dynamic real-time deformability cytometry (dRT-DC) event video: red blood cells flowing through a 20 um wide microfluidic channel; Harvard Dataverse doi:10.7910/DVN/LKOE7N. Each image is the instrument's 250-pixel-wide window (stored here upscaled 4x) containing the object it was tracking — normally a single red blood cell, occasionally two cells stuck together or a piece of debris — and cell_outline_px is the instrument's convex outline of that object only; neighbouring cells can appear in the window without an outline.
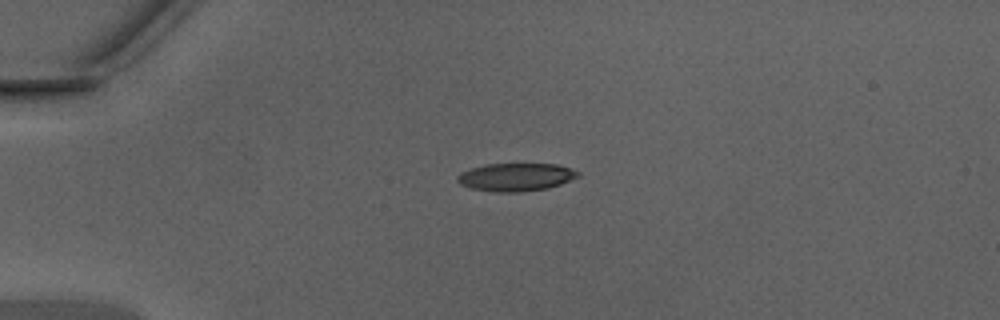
{"species": "Egyptian fruit bat (a non-hibernating species)", "species_latin": "Rousettus aegyptiacus", "temperature_condition": "warm", "stored_images_in_passage": 36, "camera_frame_rate_fps": 3000, "um_per_image_px": 0.085, "animal": {"sex": "male"}, "frame": {"image": 1, "passage_image": 1, "time_ms": 0.0, "image_size_px": [1000, 320], "cell_outline_px": [[580, 176], [560, 184], [548, 188], [520, 192], [496, 192], [472, 188], [460, 184], [456, 180], [456, 176], [460, 172], [484, 164], [556, 164], [572, 168], [580, 172]], "centroid_in_image_um": [43.85, 15.04], "position_along_channel_um": 41.1, "area_um2": 19.71}}
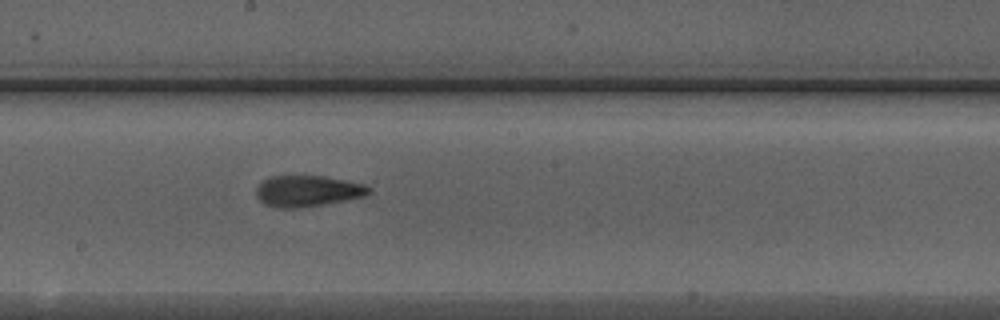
{"frame": {"image": 2, "passage_image": 16, "time_ms": 5.0, "image_size_px": [1000, 320], "cell_outline_px": [[372, 192], [364, 196], [344, 200], [296, 208], [276, 208], [264, 204], [256, 196], [256, 188], [264, 180], [272, 176], [324, 176], [348, 180], [364, 184], [372, 188]], "centroid_in_image_um": [26.15, 16.23], "position_along_channel_um": 222.0, "area_um2": 20.35}}
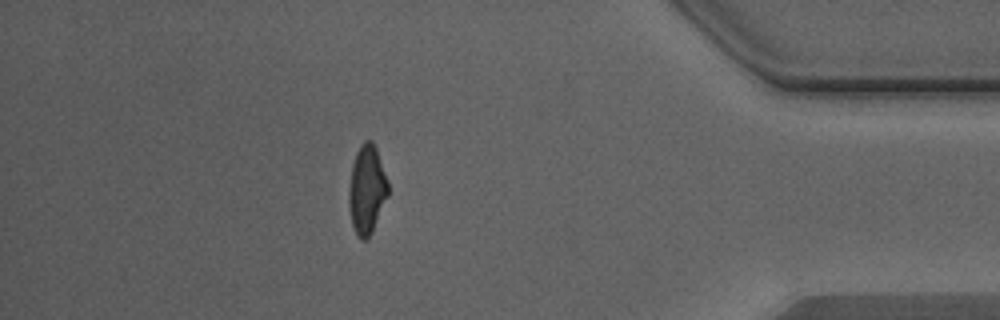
{"frame": {"image": 3, "passage_image": 31, "time_ms": 10.0, "image_size_px": [1000, 320], "cell_outline_px": [[388, 196], [372, 232], [368, 240], [360, 240], [352, 228], [348, 200], [348, 196], [352, 164], [356, 152], [360, 144], [364, 140], [372, 140], [376, 148], [388, 180]], "centroid_in_image_um": [31.18, 16.13], "position_along_channel_um": 404.0, "area_um2": 20.52}, "authors_computed_cell_mechanics": {"area_um2": 20.519, "velocity_mm_per_s": 4.3824, "shape_relaxation_time_tau1_ms": 6.5019, "shape_relaxation_time_tau2_ms": 1.3331, "deformation_change_tau1": 0.2021, "deformation_change_tau2": 0.0928}}